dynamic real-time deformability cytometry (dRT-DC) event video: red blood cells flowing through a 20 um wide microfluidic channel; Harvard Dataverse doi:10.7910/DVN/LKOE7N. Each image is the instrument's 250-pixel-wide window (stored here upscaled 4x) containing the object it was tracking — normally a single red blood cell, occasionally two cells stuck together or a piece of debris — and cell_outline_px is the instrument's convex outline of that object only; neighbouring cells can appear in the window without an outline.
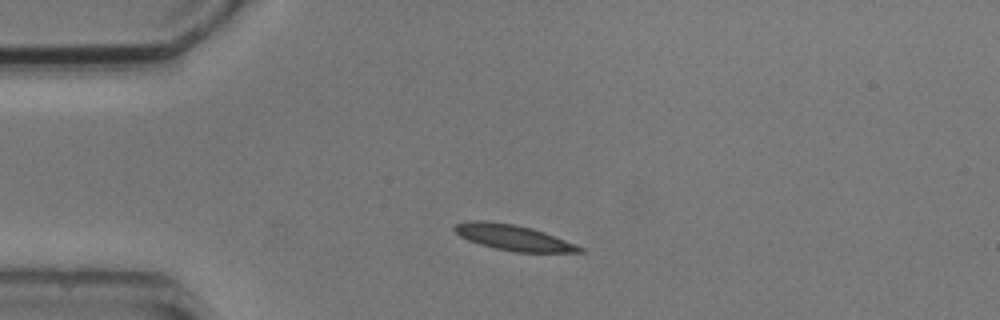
{"species": "common noctule bat (a hibernating species)", "species_latin": "Nyctalus noctula", "temperature_condition": "cold", "stored_images_in_passage": 4, "camera_frame_rate_fps": 3000, "um_per_image_px": 0.085, "animal": {"sex": "male", "body_mass_g": 20.5, "forearm_length_mm": 52.5}, "frame": {"image": 1, "passage_image": 1, "time_ms": 0.0, "image_size_px": [1000, 320], "cell_outline_px": [[584, 252], [516, 252], [496, 248], [480, 244], [468, 240], [460, 236], [452, 228], [456, 224], [468, 220], [484, 220], [512, 224], [532, 228], [544, 232], [584, 248]], "centroid_in_image_um": [43.59, 20.18], "position_along_channel_um": 41.4, "area_um2": 18.44}}